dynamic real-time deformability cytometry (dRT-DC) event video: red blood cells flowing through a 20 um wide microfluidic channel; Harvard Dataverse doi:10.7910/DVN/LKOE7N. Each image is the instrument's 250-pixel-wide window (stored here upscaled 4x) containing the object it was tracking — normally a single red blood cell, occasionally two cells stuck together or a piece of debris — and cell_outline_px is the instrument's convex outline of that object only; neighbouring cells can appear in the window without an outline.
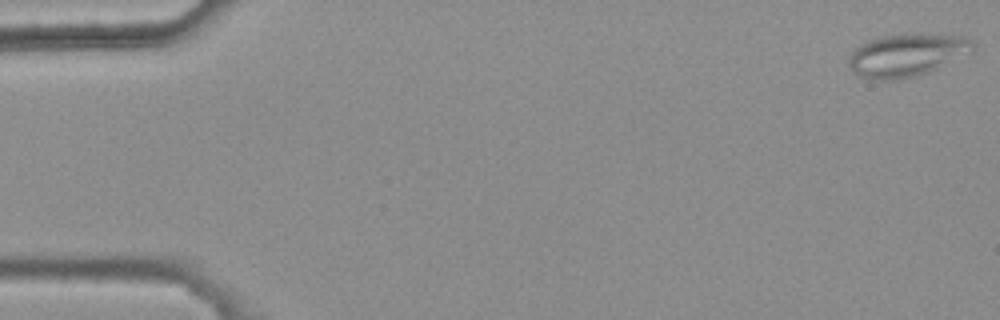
{"species": "common noctule bat (a hibernating species)", "species_latin": "Nyctalus noctula", "temperature_condition": "warm", "stored_images_in_passage": 49, "camera_frame_rate_fps": 3000, "um_per_image_px": 0.085, "animal": {"sex": "female", "body_mass_g": 25.1}, "frame": {"image": 1, "passage_image": 1, "time_ms": 0.0, "image_size_px": [1000, 320], "cell_outline_px": [[976, 44], [936, 68], [928, 72], [916, 76], [888, 80], [876, 80], [860, 76], [852, 72], [848, 64], [848, 60], [852, 52], [860, 44], [868, 40], [884, 36], [908, 32], [964, 36], [972, 40]], "centroid_in_image_um": [76.96, 4.65], "position_along_channel_um": 8.0, "area_um2": 30.35}}
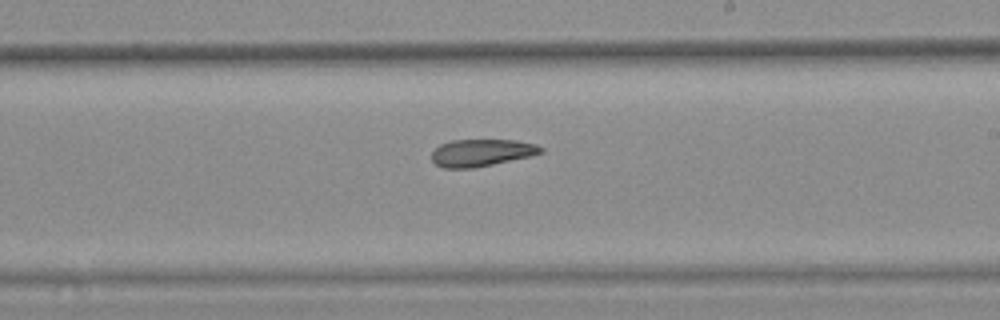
{"frame": {"image": 2, "passage_image": 32, "time_ms": 10.333, "image_size_px": [1000, 320], "cell_outline_px": [[544, 152], [528, 156], [492, 164], [472, 168], [444, 168], [436, 164], [432, 160], [432, 152], [440, 144], [452, 140], [516, 140], [536, 144], [544, 148]], "centroid_in_image_um": [40.92, 12.97], "position_along_channel_um": 248.1, "area_um2": 17.11}}
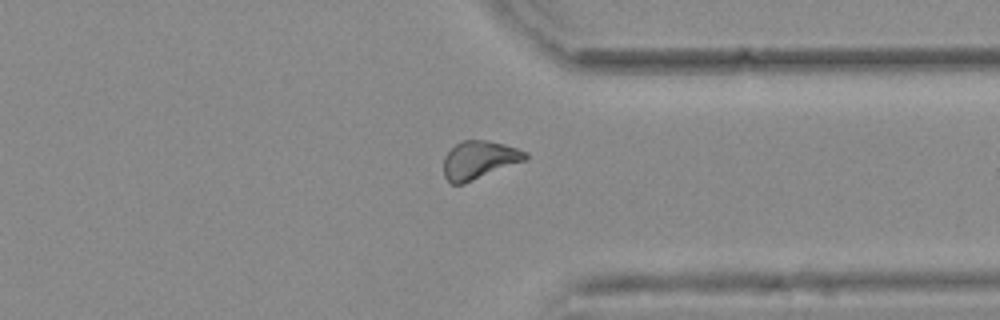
{"frame": {"image": 3, "passage_image": 42, "time_ms": 13.667, "image_size_px": [1000, 320], "cell_outline_px": [[528, 160], [464, 184], [452, 184], [444, 176], [444, 156], [460, 140], [488, 140], [504, 144], [528, 152]], "centroid_in_image_um": [40.76, 13.6], "position_along_channel_um": 370.6, "area_um2": 18.38}, "authors_computed_cell_mechanics": {"area_um2": 18.3804, "velocity_mm_per_s": 3.717, "shape_relaxation_time_tau1_ms": null, "shape_relaxation_time_tau2_ms": 8.4705, "deformation_change_tau1": null, "deformation_change_tau2": 0.1847}}